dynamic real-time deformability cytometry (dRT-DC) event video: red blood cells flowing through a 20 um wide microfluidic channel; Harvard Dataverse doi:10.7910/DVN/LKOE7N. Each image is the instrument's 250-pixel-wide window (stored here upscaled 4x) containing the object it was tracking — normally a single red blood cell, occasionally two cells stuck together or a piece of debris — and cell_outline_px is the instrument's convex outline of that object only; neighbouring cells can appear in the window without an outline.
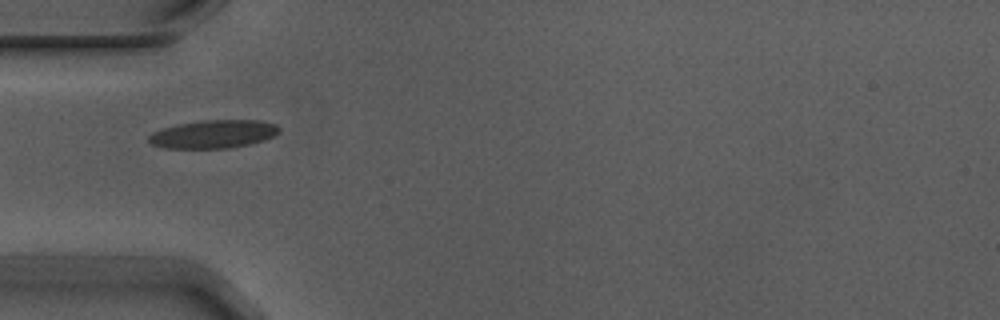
{"species": "Egyptian fruit bat (a non-hibernating species)", "species_latin": "Rousettus aegyptiacus", "temperature_condition": "warm", "stored_images_in_passage": 5, "camera_frame_rate_fps": 3000, "um_per_image_px": 0.085, "animal": {"sex": "male"}, "frame": {"image": 1, "passage_image": 3, "time_ms": 0.667, "image_size_px": [1000, 320], "cell_outline_px": [[280, 132], [276, 136], [252, 144], [232, 148], [164, 148], [152, 144], [148, 140], [148, 136], [152, 132], [164, 128], [180, 124], [200, 120], [264, 120], [276, 124], [280, 128]], "centroid_in_image_um": [18.21, 11.4], "position_along_channel_um": 66.8, "area_um2": 21.68}}
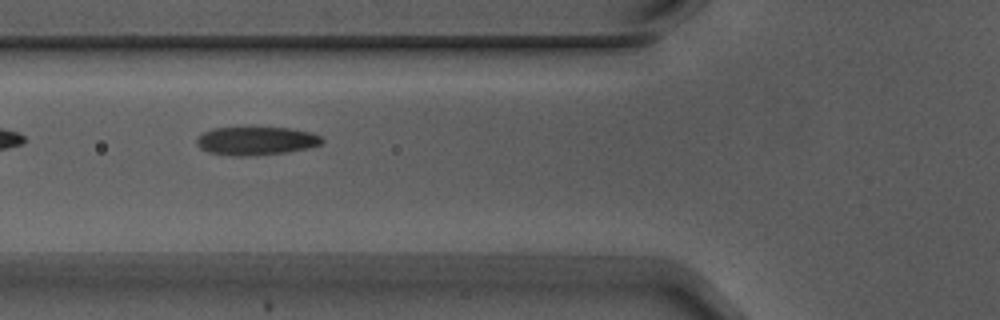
{"frame": {"image": 2, "passage_image": 4, "time_ms": 1.0, "image_size_px": [1000, 320], "cell_outline_px": [[324, 140], [320, 144], [312, 148], [288, 152], [248, 156], [232, 156], [208, 152], [200, 148], [196, 144], [196, 140], [204, 132], [212, 128], [244, 124], [288, 128], [312, 132], [320, 136]], "centroid_in_image_um": [21.76, 11.92], "position_along_channel_um": 104.0, "area_um2": 21.85}}
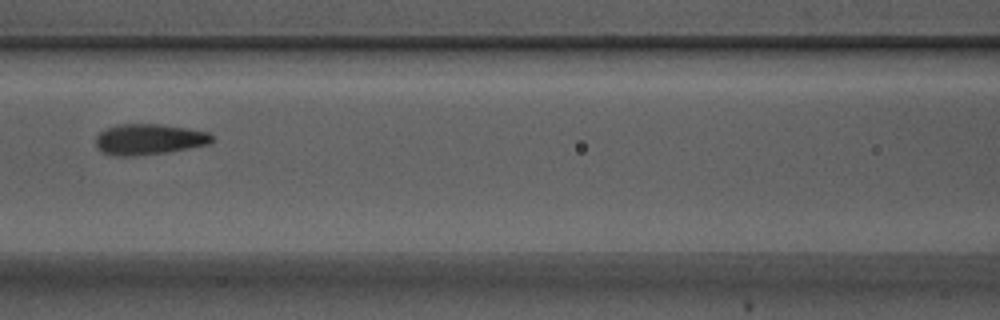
{"frame": {"image": 3, "passage_image": 5, "time_ms": 1.333, "image_size_px": [1000, 320], "cell_outline_px": [[216, 140], [208, 144], [168, 152], [136, 156], [112, 156], [100, 152], [96, 148], [96, 136], [100, 132], [108, 128], [120, 124], [160, 124], [188, 128], [208, 132]], "centroid_in_image_um": [12.65, 11.85], "position_along_channel_um": 154.0, "area_um2": 21.04}}